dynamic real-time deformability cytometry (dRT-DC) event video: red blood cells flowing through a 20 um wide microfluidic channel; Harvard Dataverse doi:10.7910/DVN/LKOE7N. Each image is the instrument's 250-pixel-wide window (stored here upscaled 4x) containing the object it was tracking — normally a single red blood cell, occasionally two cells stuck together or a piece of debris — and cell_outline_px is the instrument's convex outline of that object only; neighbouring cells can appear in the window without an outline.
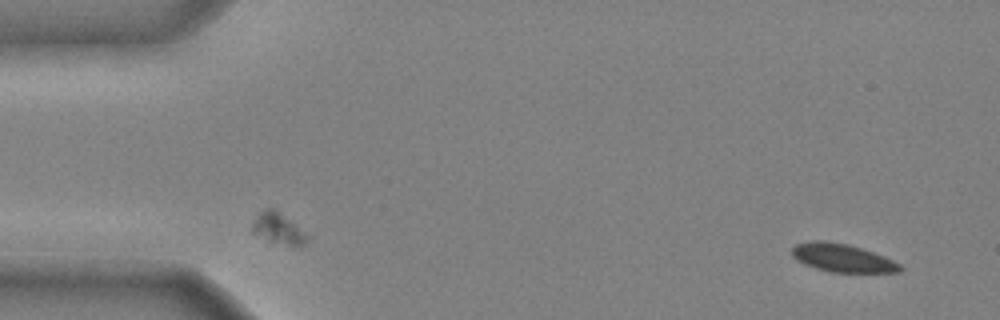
{"species": "common noctule bat (a hibernating species)", "species_latin": "Nyctalus noctula", "temperature_condition": "cold", "stored_images_in_passage": 49, "camera_frame_rate_fps": 3000, "um_per_image_px": 0.085, "animal": {"sex": "male", "body_mass_g": 20.4}, "frame": {"image": 1, "passage_image": 4, "time_ms": 1.0, "image_size_px": [1000, 320], "cell_outline_px": [[904, 268], [900, 272], [832, 272], [816, 268], [804, 264], [796, 260], [792, 256], [792, 248], [796, 244], [812, 240], [824, 240], [848, 244], [884, 256], [900, 264]], "centroid_in_image_um": [71.58, 21.92], "position_along_channel_um": 13.4, "area_um2": 17.69}}
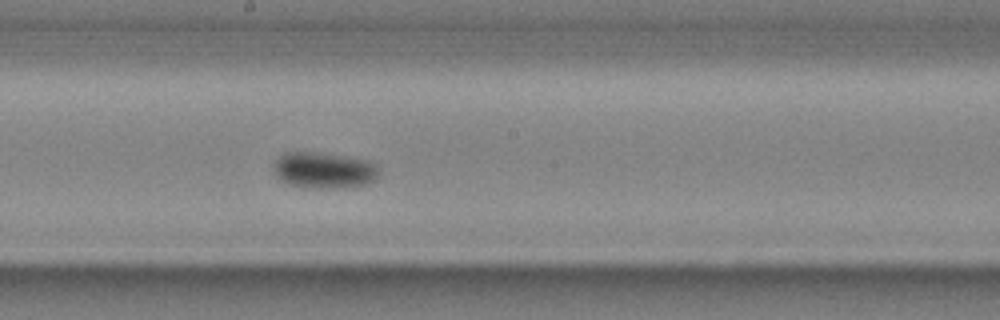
{"frame": {"image": 2, "passage_image": 28, "time_ms": 9.0, "image_size_px": [1000, 320], "cell_outline_px": [[380, 176], [364, 184], [344, 188], [304, 188], [288, 184], [280, 180], [276, 176], [272, 164], [284, 152], [312, 152], [368, 160], [380, 172]], "centroid_in_image_um": [27.48, 14.49], "position_along_channel_um": 220.7, "area_um2": 22.14}}
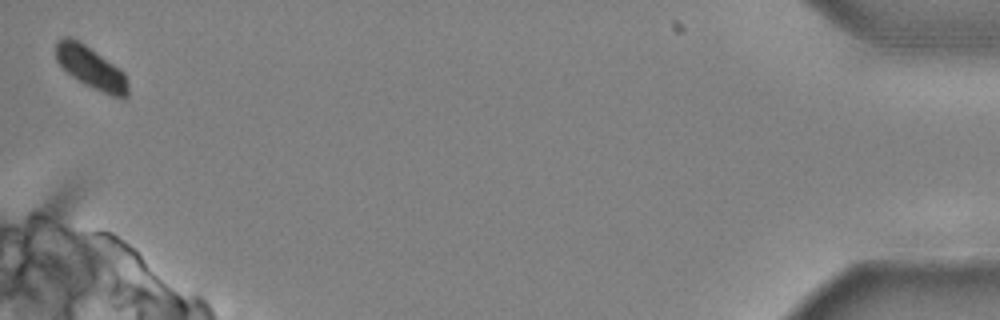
{"frame": {"image": 3, "passage_image": 49, "time_ms": 16.0, "image_size_px": [1000, 320], "cell_outline_px": [[128, 96], [124, 100], [112, 96], [84, 84], [72, 76], [56, 60], [56, 40], [64, 36], [68, 36], [84, 44], [120, 68], [124, 72], [128, 84]], "centroid_in_image_um": [7.76, 5.76], "position_along_channel_um": 427.4, "area_um2": 17.63}, "authors_computed_cell_mechanics": {"area_um2": 18.9006, "velocity_mm_per_s": 3.9395, "shape_relaxation_time_tau1_ms": 8.2169, "shape_relaxation_time_tau2_ms": null, "deformation_change_tau1": 0.1771, "deformation_change_tau2": null}}